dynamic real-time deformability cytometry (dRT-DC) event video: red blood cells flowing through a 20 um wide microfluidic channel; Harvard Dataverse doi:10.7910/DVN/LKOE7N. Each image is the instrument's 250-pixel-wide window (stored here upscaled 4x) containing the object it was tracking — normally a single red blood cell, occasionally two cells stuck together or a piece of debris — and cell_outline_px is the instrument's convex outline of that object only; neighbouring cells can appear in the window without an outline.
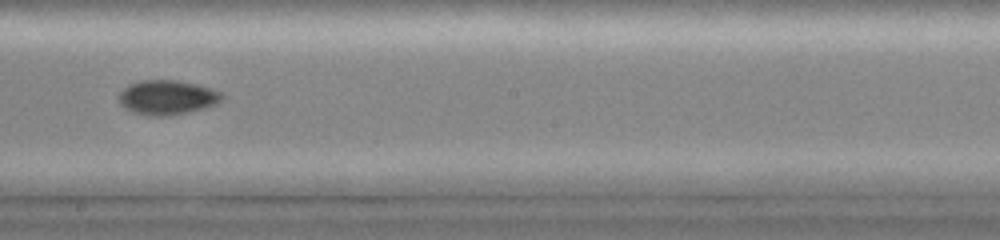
{"species": "common noctule bat (a hibernating species)", "species_latin": "Nyctalus noctula", "temperature_condition": "cold", "stored_images_in_passage": 18, "camera_frame_rate_fps": 3000, "um_per_image_px": 0.085, "animal": {"sex": "female", "body_mass_g": 19.0, "forearm_length_mm": 51.5}, "frame": {"image": 1, "passage_image": 16, "time_ms": 8.333, "image_size_px": [1000, 240], "cell_outline_px": [[224, 96], [216, 104], [204, 108], [172, 116], [148, 116], [132, 112], [124, 108], [120, 104], [116, 96], [128, 84], [144, 80], [176, 80], [196, 84], [212, 88], [220, 92]], "centroid_in_image_um": [14.17, 8.29], "position_along_channel_um": 234.0, "area_um2": 20.98}}